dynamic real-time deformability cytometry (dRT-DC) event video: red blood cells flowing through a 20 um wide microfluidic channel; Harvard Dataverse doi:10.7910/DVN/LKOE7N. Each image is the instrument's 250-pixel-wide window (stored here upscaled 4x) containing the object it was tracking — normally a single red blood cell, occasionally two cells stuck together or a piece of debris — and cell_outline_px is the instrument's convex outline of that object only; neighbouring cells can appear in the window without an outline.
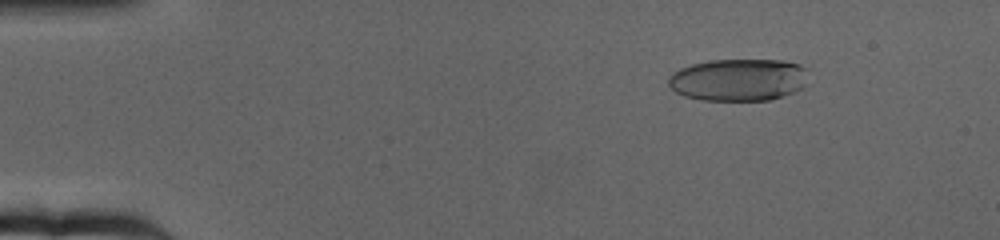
{"species": "human", "species_latin": "Homo sapiens", "temperature_condition": "cold", "stored_images_in_passage": 65, "camera_frame_rate_fps": 3000, "um_per_image_px": 0.085, "donor": {"sex": "female"}, "frame": {"image": 1, "passage_image": 9, "time_ms": 2.667, "image_size_px": [1000, 240], "cell_outline_px": [[808, 68], [800, 88], [784, 96], [768, 100], [704, 100], [684, 96], [676, 92], [668, 84], [668, 80], [672, 72], [680, 68], [692, 64], [708, 60], [780, 60], [800, 64]], "centroid_in_image_um": [62.73, 6.77], "position_along_channel_um": 22.3, "area_um2": 34.28}}
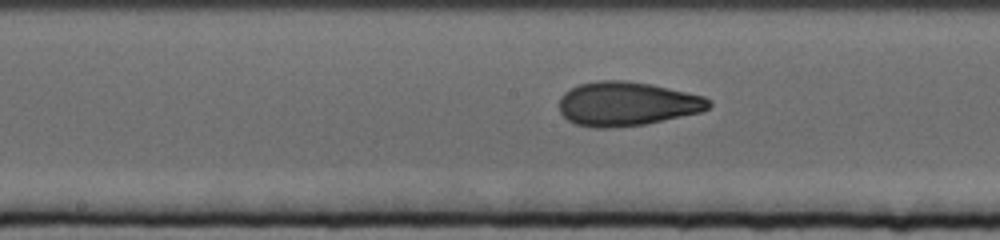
{"frame": {"image": 2, "passage_image": 34, "time_ms": 11.0, "image_size_px": [1000, 240], "cell_outline_px": [[712, 104], [708, 108], [700, 112], [644, 124], [616, 128], [592, 128], [576, 124], [568, 120], [560, 112], [560, 96], [564, 92], [580, 84], [600, 80], [624, 80], [652, 84], [704, 96]], "centroid_in_image_um": [53.26, 8.83], "position_along_channel_um": 194.9, "area_um2": 38.38}}
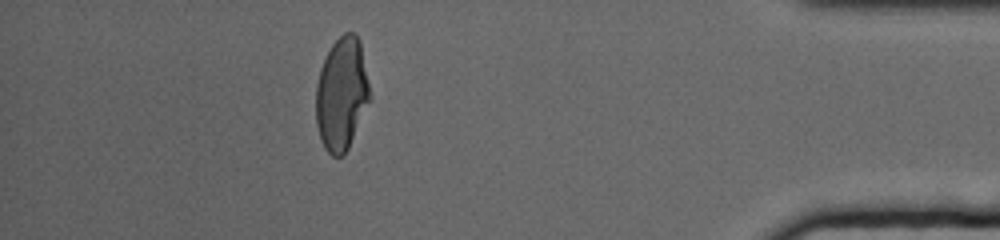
{"frame": {"image": 3, "passage_image": 58, "time_ms": 19.0, "image_size_px": [1000, 240], "cell_outline_px": [[372, 100], [348, 148], [340, 156], [332, 156], [324, 148], [320, 140], [316, 124], [316, 84], [320, 68], [332, 44], [344, 32], [356, 32], [360, 40], [372, 96]], "centroid_in_image_um": [29.06, 7.98], "position_along_channel_um": 406.1, "area_um2": 36.01}, "authors_computed_cell_mechanics": {"area_um2": 36.5296, "velocity_mm_per_s": 3.1799, "shape_relaxation_time_tau1_ms": 8.7353, "shape_relaxation_time_tau2_ms": 1.0085, "deformation_change_tau1": 0.2681, "deformation_change_tau2": 0.0637}}